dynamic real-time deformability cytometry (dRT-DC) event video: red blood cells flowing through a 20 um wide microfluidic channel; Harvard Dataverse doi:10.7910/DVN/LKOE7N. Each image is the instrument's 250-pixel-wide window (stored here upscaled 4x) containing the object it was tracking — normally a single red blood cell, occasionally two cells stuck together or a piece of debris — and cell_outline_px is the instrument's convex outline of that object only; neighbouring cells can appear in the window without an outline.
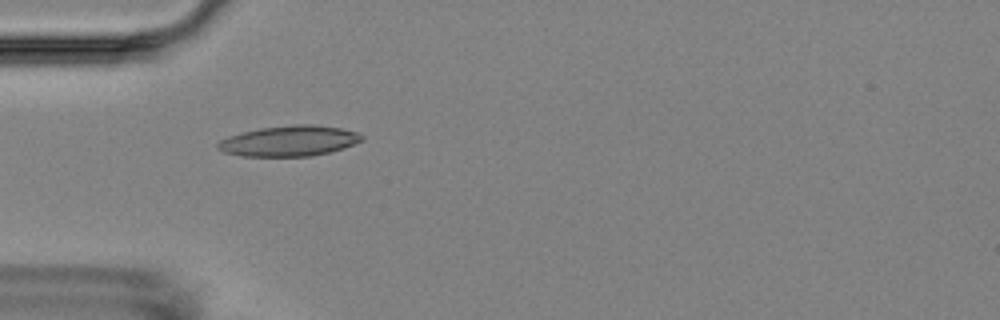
{"species": "Egyptian fruit bat (a non-hibernating species)", "species_latin": "Rousettus aegyptiacus", "temperature_condition": "room temperature", "stored_images_in_passage": 8, "camera_frame_rate_fps": 3000, "um_per_image_px": 0.085, "animal": {"sex": "female"}, "frame": {"image": 1, "passage_image": 1, "time_ms": 0.0, "image_size_px": [1000, 320], "cell_outline_px": [[364, 140], [344, 148], [312, 156], [240, 156], [224, 152], [216, 148], [216, 144], [220, 140], [228, 136], [260, 128], [296, 124], [312, 124], [340, 128], [360, 132], [364, 136]], "centroid_in_image_um": [24.6, 11.98], "position_along_channel_um": 60.4, "area_um2": 25.72}}
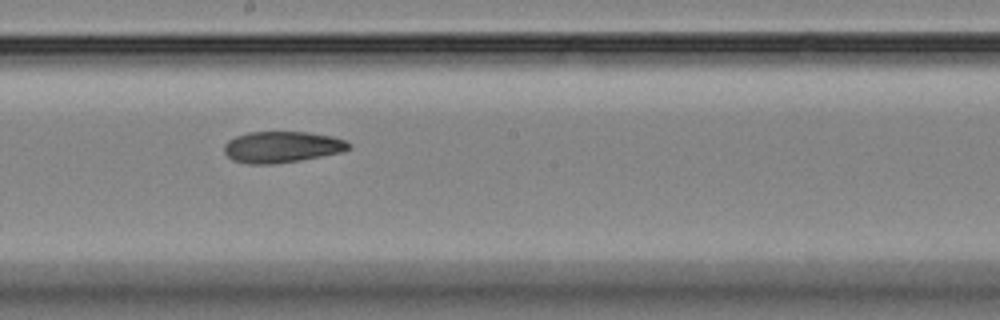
{"frame": {"image": 2, "passage_image": 5, "time_ms": 4.667, "image_size_px": [1000, 320], "cell_outline_px": [[352, 148], [340, 152], [300, 160], [272, 164], [248, 164], [232, 160], [224, 152], [224, 144], [228, 140], [236, 136], [248, 132], [308, 132], [332, 136], [348, 140], [352, 144]], "centroid_in_image_um": [23.98, 12.49], "position_along_channel_um": 224.2, "area_um2": 22.83}}
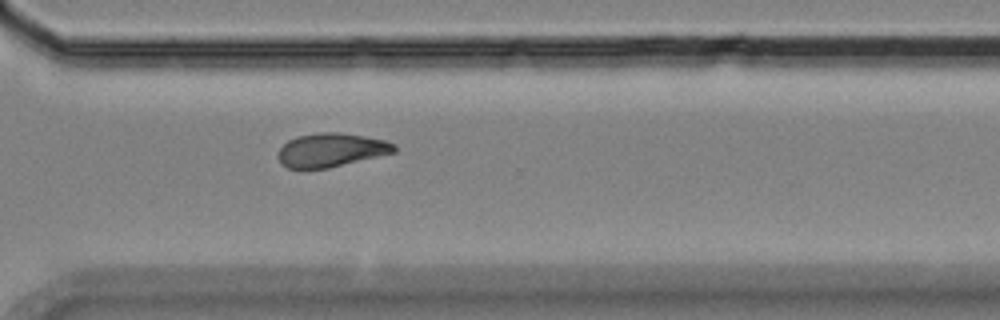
{"frame": {"image": 3, "passage_image": 8, "time_ms": 8.0, "image_size_px": [1000, 320], "cell_outline_px": [[396, 152], [328, 168], [288, 168], [280, 164], [276, 156], [280, 148], [288, 140], [296, 136], [320, 132], [340, 132], [364, 136], [384, 140], [396, 144]], "centroid_in_image_um": [28.12, 12.75], "position_along_channel_um": 342.5, "area_um2": 22.89}}